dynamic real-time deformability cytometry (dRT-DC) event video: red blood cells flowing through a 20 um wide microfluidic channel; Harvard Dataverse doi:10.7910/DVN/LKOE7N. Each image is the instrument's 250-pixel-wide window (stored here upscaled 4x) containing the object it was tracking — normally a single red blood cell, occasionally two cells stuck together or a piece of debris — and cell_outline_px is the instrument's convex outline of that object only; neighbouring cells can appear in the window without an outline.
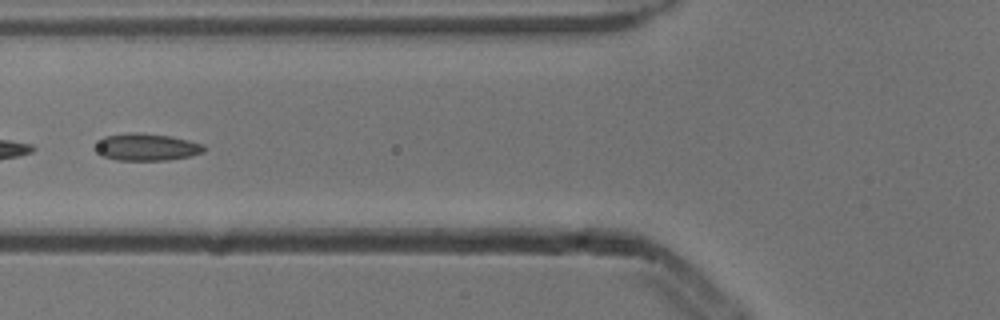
{"species": "common noctule bat (a hibernating species)", "species_latin": "Nyctalus noctula", "temperature_condition": "cold", "stored_images_in_passage": 7, "segment_of_instrument_passage": [2, 2], "camera_frame_rate_fps": 3000, "um_per_image_px": 0.085, "animal": {"sex": "male", "body_mass_g": 13.3}, "frame": {"image": 1, "passage_image": 6, "time_ms": 1.667, "image_size_px": [1000, 320], "cell_outline_px": [[204, 152], [192, 156], [168, 160], [116, 160], [100, 156], [92, 148], [104, 136], [128, 132], [140, 132], [172, 136], [204, 144]], "centroid_in_image_um": [12.42, 12.5], "position_along_channel_um": 113.4, "area_um2": 17.57}}
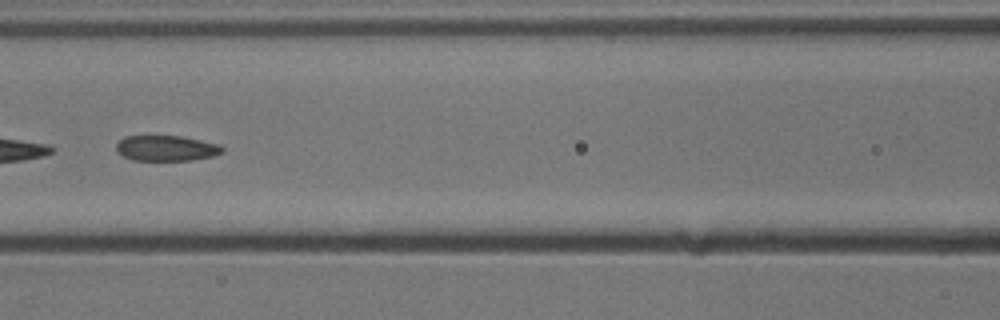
{"frame": {"image": 2, "passage_image": 7, "time_ms": 2.0, "image_size_px": [1000, 320], "cell_outline_px": [[224, 152], [212, 156], [192, 160], [132, 160], [116, 152], [116, 144], [124, 136], [180, 136], [220, 144], [224, 148]], "centroid_in_image_um": [14.13, 12.6], "position_along_channel_um": 152.5, "area_um2": 15.78}}